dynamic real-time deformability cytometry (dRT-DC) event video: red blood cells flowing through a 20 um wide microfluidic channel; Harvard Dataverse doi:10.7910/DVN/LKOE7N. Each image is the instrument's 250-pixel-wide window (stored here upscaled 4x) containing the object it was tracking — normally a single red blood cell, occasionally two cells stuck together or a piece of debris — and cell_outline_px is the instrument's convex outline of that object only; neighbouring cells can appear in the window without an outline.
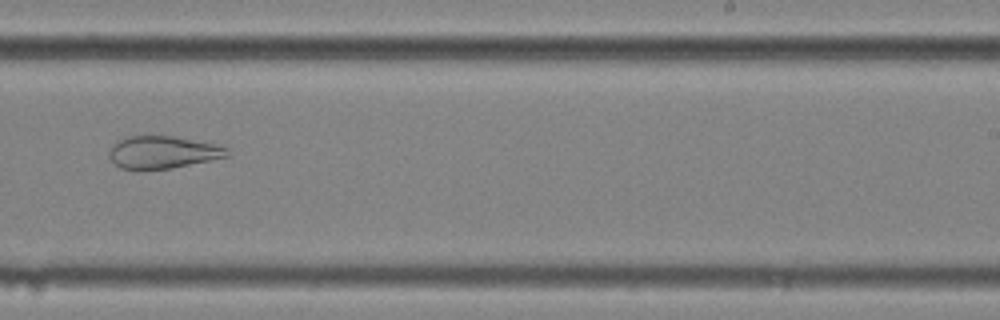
{"species": "common noctule bat (a hibernating species)", "species_latin": "Nyctalus noctula", "temperature_condition": "cold", "stored_images_in_passage": 47, "camera_frame_rate_fps": 3000, "um_per_image_px": 0.085, "animal": {"sex": "female", "body_mass_g": 25.1}, "frame": {"image": 1, "passage_image": 27, "time_ms": 8.667, "image_size_px": [1000, 320], "cell_outline_px": [[228, 156], [172, 168], [120, 168], [108, 156], [108, 152], [112, 144], [120, 140], [132, 136], [172, 136], [212, 144], [228, 148]], "centroid_in_image_um": [13.8, 12.93], "position_along_channel_um": 275.2, "area_um2": 21.62}}